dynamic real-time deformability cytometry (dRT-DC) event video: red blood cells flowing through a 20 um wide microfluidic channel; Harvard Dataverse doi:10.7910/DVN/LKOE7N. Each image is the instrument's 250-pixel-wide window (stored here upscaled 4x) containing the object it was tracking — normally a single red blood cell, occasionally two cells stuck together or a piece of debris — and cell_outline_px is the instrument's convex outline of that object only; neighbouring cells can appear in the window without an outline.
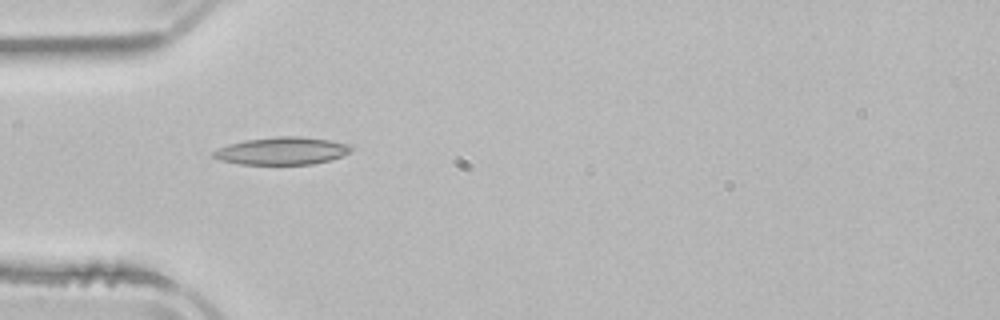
{"species": "common noctule bat (a hibernating species)", "species_latin": "Nyctalus noctula", "temperature_condition": "room temperature", "stored_images_in_passage": 5, "camera_frame_rate_fps": 3000, "um_per_image_px": 0.085, "animal": {"sex": "male", "body_mass_g": 21.5, "forearm_length_mm": 52.0}, "frame": {"image": 1, "passage_image": 4, "time_ms": 5.0, "image_size_px": [1000, 320], "cell_outline_px": [[352, 152], [344, 156], [312, 164], [240, 164], [220, 160], [212, 156], [212, 152], [228, 144], [244, 140], [276, 136], [304, 136], [328, 140], [348, 144], [352, 148]], "centroid_in_image_um": [23.98, 12.82], "position_along_channel_um": 61.0, "area_um2": 22.14}}
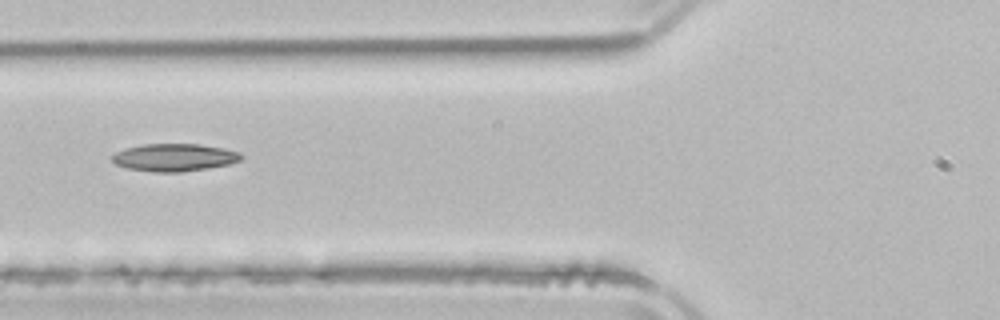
{"frame": {"image": 2, "passage_image": 5, "time_ms": 6.333, "image_size_px": [1000, 320], "cell_outline_px": [[244, 156], [240, 160], [228, 164], [208, 168], [180, 172], [156, 172], [128, 168], [116, 164], [108, 156], [124, 148], [140, 144], [200, 144], [224, 148], [240, 152]], "centroid_in_image_um": [14.8, 13.37], "position_along_channel_um": 111.0, "area_um2": 20.87}}